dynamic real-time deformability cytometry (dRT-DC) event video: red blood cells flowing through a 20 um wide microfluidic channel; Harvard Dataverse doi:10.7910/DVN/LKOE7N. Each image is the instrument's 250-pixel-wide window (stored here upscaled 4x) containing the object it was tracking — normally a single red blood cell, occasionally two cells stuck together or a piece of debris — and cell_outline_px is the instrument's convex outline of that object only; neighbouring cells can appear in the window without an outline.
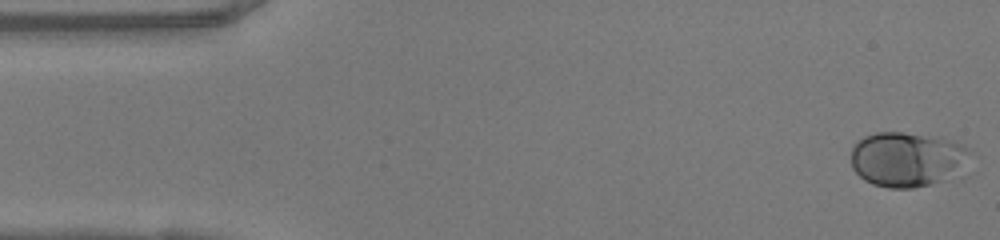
{"species": "human", "species_latin": "Homo sapiens", "temperature_condition": "warm", "stored_images_in_passage": 48, "camera_frame_rate_fps": 3000, "um_per_image_px": 0.085, "donor": {"sex": "female"}, "frame": {"image": 1, "passage_image": 1, "time_ms": 0.0, "image_size_px": [1000, 240], "cell_outline_px": [[972, 152], [968, 176], [960, 180], [912, 188], [888, 188], [872, 184], [864, 180], [852, 168], [852, 144], [856, 140], [864, 136], [876, 132], [900, 132], [952, 140], [964, 144], [972, 148]], "centroid_in_image_um": [77.3, 13.59], "position_along_channel_um": 7.7, "area_um2": 40.11}}
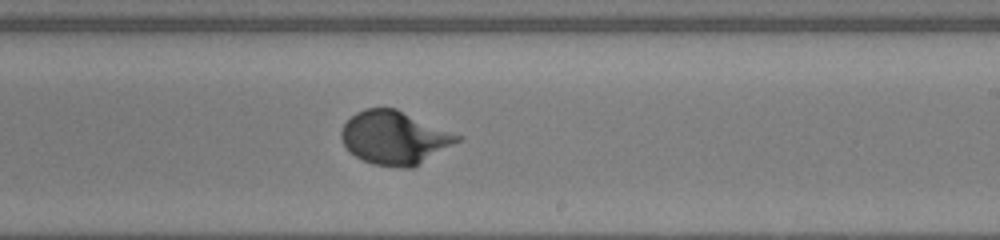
{"frame": {"image": 2, "passage_image": 28, "time_ms": 9.0, "image_size_px": [1000, 240], "cell_outline_px": [[464, 140], [412, 168], [400, 168], [372, 164], [356, 156], [344, 144], [340, 136], [340, 132], [344, 124], [356, 112], [364, 108], [396, 108], [464, 136]], "centroid_in_image_um": [33.6, 11.7], "position_along_channel_um": 255.4, "area_um2": 36.36}}
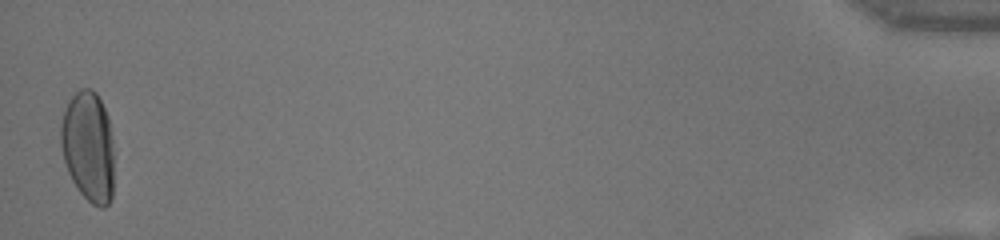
{"frame": {"image": 3, "passage_image": 48, "time_ms": 15.667, "image_size_px": [1000, 240], "cell_outline_px": [[112, 196], [108, 204], [104, 208], [100, 208], [92, 204], [80, 192], [72, 180], [68, 172], [64, 160], [60, 144], [60, 124], [64, 112], [72, 96], [80, 88], [92, 88], [96, 92], [108, 116], [112, 136]], "centroid_in_image_um": [7.49, 12.45], "position_along_channel_um": 427.7, "area_um2": 34.22}, "authors_computed_cell_mechanics": {"area_um2": 34.3043, "velocity_mm_per_s": 4.1236, "shape_relaxation_time_tau1_ms": 3.7258, "shape_relaxation_time_tau2_ms": null, "deformation_change_tau1": 0.185, "deformation_change_tau2": null}}